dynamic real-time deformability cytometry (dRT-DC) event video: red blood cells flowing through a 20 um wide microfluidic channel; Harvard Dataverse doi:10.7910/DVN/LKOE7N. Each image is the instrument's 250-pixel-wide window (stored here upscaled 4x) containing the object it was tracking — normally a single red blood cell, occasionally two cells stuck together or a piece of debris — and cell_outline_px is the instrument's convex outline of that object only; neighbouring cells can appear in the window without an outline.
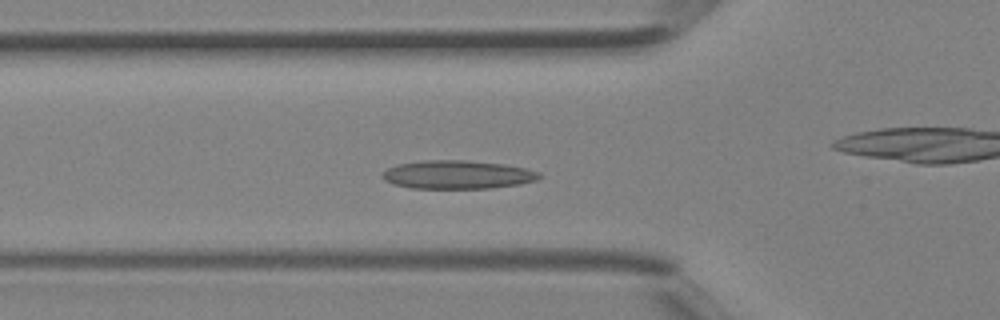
{"species": "Egyptian fruit bat (a non-hibernating species)", "species_latin": "Rousettus aegyptiacus", "temperature_condition": "room temperature", "stored_images_in_passage": 39, "camera_frame_rate_fps": 3000, "um_per_image_px": 0.085, "animal": {"sex": "female"}, "frame": {"image": 1, "passage_image": 11, "time_ms": 3.333, "image_size_px": [1000, 320], "cell_outline_px": [[544, 176], [536, 180], [520, 184], [488, 188], [412, 188], [392, 184], [384, 180], [380, 176], [388, 168], [396, 164], [420, 160], [468, 160], [504, 164], [524, 168], [540, 172]], "centroid_in_image_um": [38.87, 14.84], "position_along_channel_um": 86.9, "area_um2": 26.18}}
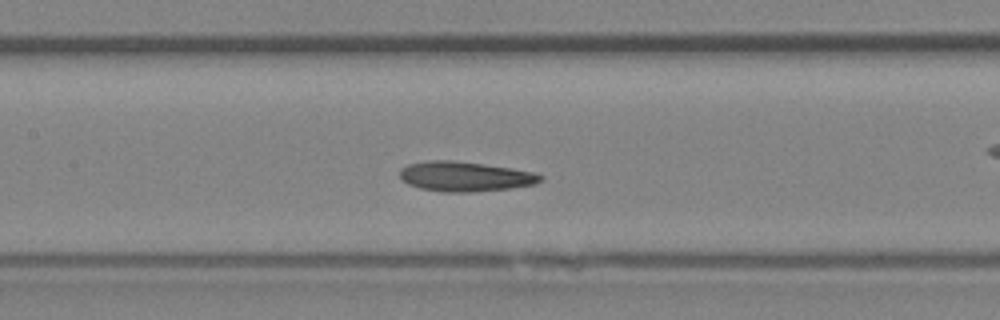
{"frame": {"image": 2, "passage_image": 16, "time_ms": 5.0, "image_size_px": [1000, 320], "cell_outline_px": [[544, 180], [536, 184], [512, 188], [476, 192], [444, 192], [420, 188], [408, 184], [400, 180], [400, 168], [408, 164], [428, 160], [452, 160], [512, 168], [532, 172], [544, 176]], "centroid_in_image_um": [39.53, 15.0], "position_along_channel_um": 167.9, "area_um2": 24.68}}
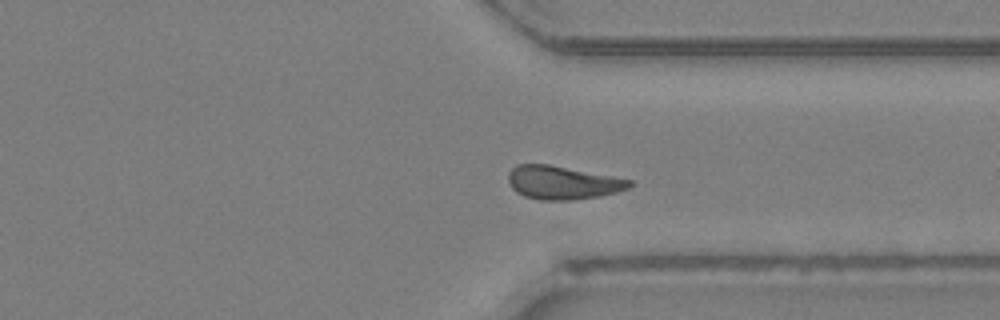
{"frame": {"image": 3, "passage_image": 28, "time_ms": 9.0, "image_size_px": [1000, 320], "cell_outline_px": [[632, 184], [628, 188], [616, 192], [600, 196], [572, 200], [540, 200], [524, 196], [516, 192], [512, 188], [508, 180], [508, 172], [516, 164], [548, 164], [632, 180]], "centroid_in_image_um": [47.78, 15.52], "position_along_channel_um": 363.6, "area_um2": 23.47}}